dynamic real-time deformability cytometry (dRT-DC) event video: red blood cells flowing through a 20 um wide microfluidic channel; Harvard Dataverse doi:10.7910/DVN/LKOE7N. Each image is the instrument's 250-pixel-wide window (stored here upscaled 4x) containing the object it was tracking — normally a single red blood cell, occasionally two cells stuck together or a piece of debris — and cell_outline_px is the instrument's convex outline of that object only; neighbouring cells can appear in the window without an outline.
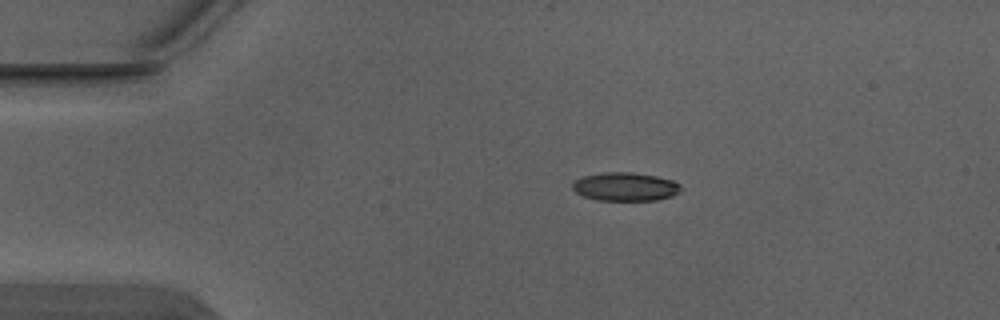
{"species": "Egyptian fruit bat (a non-hibernating species)", "species_latin": "Rousettus aegyptiacus", "temperature_condition": "warm", "stored_images_in_passage": 5, "camera_frame_rate_fps": 3000, "um_per_image_px": 0.085, "animal": {"sex": "male"}, "frame": {"image": 1, "passage_image": 3, "time_ms": 0.667, "image_size_px": [1000, 320], "cell_outline_px": [[684, 188], [680, 192], [672, 196], [656, 200], [596, 200], [584, 196], [576, 192], [572, 188], [572, 180], [584, 176], [604, 172], [632, 172], [656, 176], [672, 180], [680, 184]], "centroid_in_image_um": [53.16, 15.86], "position_along_channel_um": 31.8, "area_um2": 18.15}}